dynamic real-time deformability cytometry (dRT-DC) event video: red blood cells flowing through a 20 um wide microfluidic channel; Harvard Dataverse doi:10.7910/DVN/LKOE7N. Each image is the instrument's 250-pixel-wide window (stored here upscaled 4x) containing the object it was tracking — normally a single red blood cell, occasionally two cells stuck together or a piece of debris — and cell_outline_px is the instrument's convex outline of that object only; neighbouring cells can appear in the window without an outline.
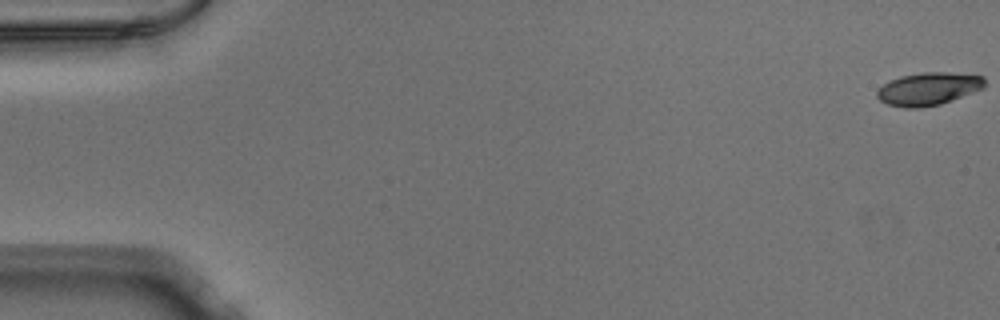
{"species": "Egyptian fruit bat (a non-hibernating species)", "species_latin": "Rousettus aegyptiacus", "temperature_condition": "warm", "stored_images_in_passage": 17, "camera_frame_rate_fps": 3000, "um_per_image_px": 0.085, "animal": {"sex": "male"}, "frame": {"image": 1, "passage_image": 1, "time_ms": 0.0, "image_size_px": [1000, 320], "cell_outline_px": [[984, 88], [940, 104], [920, 108], [904, 108], [888, 104], [880, 100], [876, 96], [876, 92], [888, 80], [900, 76], [924, 72], [948, 72], [984, 76]], "centroid_in_image_um": [78.89, 7.55], "position_along_channel_um": 6.1, "area_um2": 20.52}}
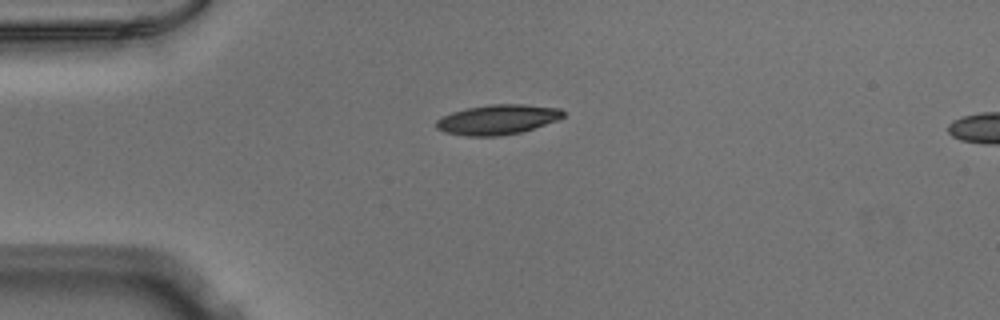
{"frame": {"image": 2, "passage_image": 14, "time_ms": 4.333, "image_size_px": [1000, 320], "cell_outline_px": [[564, 116], [560, 120], [520, 132], [500, 136], [464, 136], [444, 132], [436, 128], [436, 120], [452, 112], [468, 108], [488, 104], [524, 104], [560, 108], [564, 112]], "centroid_in_image_um": [42.31, 10.16], "position_along_channel_um": 42.7, "area_um2": 22.2}}